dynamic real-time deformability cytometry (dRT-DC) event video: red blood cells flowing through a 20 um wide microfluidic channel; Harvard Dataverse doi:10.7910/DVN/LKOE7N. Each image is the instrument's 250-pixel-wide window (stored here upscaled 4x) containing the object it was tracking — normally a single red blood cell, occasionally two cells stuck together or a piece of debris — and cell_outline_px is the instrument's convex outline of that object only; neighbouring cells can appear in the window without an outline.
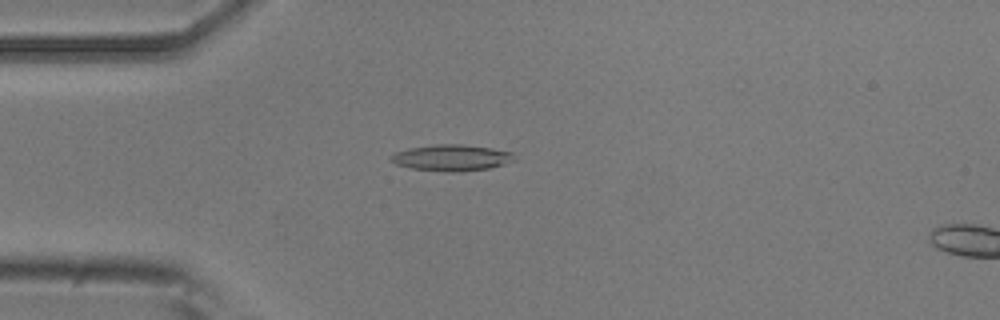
{"species": "common noctule bat (a hibernating species)", "species_latin": "Nyctalus noctula", "temperature_condition": "room temperature", "stored_images_in_passage": 51, "camera_frame_rate_fps": 3000, "um_per_image_px": 0.085, "animal": {"sex": "male", "body_mass_g": 20.5, "forearm_length_mm": 52.5}, "frame": {"image": 1, "passage_image": 13, "time_ms": 4.0, "image_size_px": [1000, 320], "cell_outline_px": [[516, 160], [504, 164], [488, 168], [460, 172], [448, 172], [412, 168], [396, 164], [392, 160], [392, 156], [396, 152], [408, 148], [432, 144], [460, 144], [492, 148], [512, 152]], "centroid_in_image_um": [38.42, 13.4], "position_along_channel_um": 46.6, "area_um2": 18.79}}
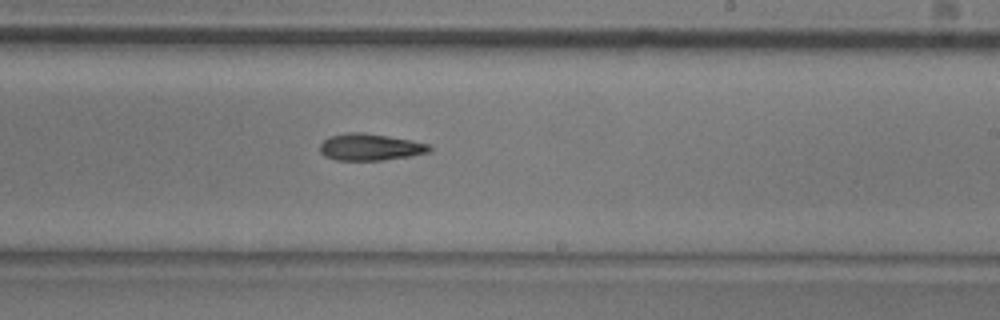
{"frame": {"image": 2, "passage_image": 30, "time_ms": 9.667, "image_size_px": [1000, 320], "cell_outline_px": [[432, 152], [412, 156], [380, 160], [336, 160], [324, 156], [320, 152], [320, 144], [328, 136], [344, 132], [364, 132], [388, 136], [428, 144], [432, 148]], "centroid_in_image_um": [31.44, 12.5], "position_along_channel_um": 257.6, "area_um2": 17.22}}
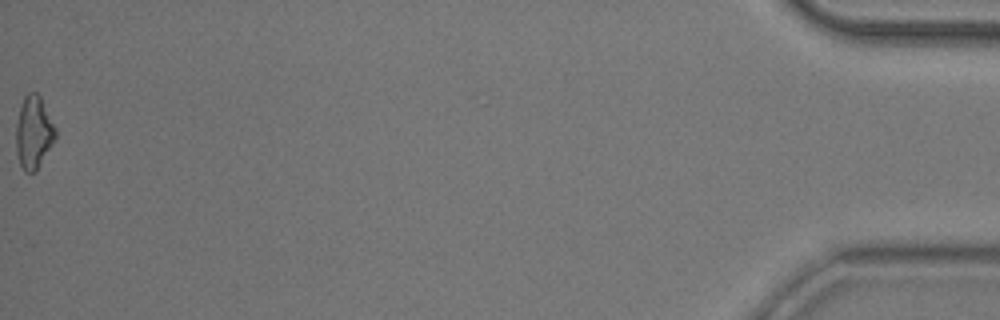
{"frame": {"image": 3, "passage_image": 51, "time_ms": 16.667, "image_size_px": [1000, 320], "cell_outline_px": [[56, 140], [36, 172], [24, 172], [20, 164], [16, 152], [16, 124], [20, 108], [24, 96], [28, 92], [36, 92], [40, 96], [56, 128]], "centroid_in_image_um": [2.87, 11.28], "position_along_channel_um": 432.3, "area_um2": 16.88}, "authors_computed_cell_mechanics": {"area_um2": 16.9932, "velocity_mm_per_s": 3.9604, "shape_relaxation_time_tau1_ms": null, "shape_relaxation_time_tau2_ms": 10.1251, "deformation_change_tau1": null, "deformation_change_tau2": 0.2366}}